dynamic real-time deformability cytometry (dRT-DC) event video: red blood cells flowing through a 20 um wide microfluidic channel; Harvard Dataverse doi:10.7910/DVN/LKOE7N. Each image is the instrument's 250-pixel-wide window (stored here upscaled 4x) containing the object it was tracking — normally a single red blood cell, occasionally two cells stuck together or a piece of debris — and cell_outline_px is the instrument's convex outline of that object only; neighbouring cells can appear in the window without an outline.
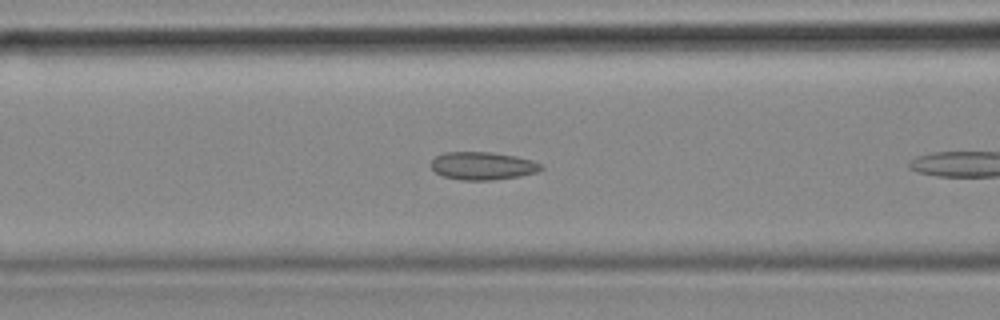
{"species": "common noctule bat (a hibernating species)", "species_latin": "Nyctalus noctula", "temperature_condition": "cold", "stored_images_in_passage": 10, "camera_frame_rate_fps": 3000, "um_per_image_px": 0.085, "animal": {"sex": "female", "body_mass_g": 18.4}, "frame": {"image": 1, "passage_image": 9, "time_ms": 2.667, "image_size_px": [1000, 320], "cell_outline_px": [[544, 168], [536, 172], [520, 176], [492, 180], [460, 180], [444, 176], [436, 172], [432, 168], [432, 160], [436, 156], [444, 152], [492, 152], [516, 156], [532, 160], [540, 164]], "centroid_in_image_um": [41.03, 14.09], "position_along_channel_um": 125.6, "area_um2": 17.8}}